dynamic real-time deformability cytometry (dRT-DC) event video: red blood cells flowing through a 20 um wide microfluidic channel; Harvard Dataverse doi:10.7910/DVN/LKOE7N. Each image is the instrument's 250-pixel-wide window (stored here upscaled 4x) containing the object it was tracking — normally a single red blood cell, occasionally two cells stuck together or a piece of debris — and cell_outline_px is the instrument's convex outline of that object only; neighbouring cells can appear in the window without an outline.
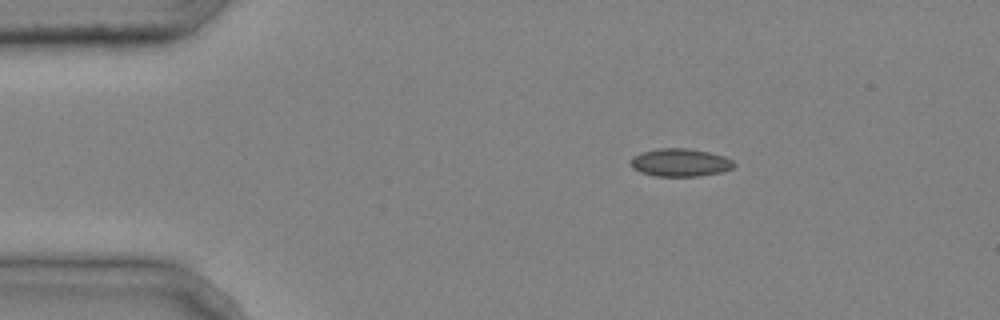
{"species": "common noctule bat (a hibernating species)", "species_latin": "Nyctalus noctula", "temperature_condition": "cold", "stored_images_in_passage": 3, "camera_frame_rate_fps": 3000, "um_per_image_px": 0.085, "animal": {"sex": "male", "body_mass_g": 20.4}, "frame": {"image": 1, "passage_image": 1, "time_ms": 0.0, "image_size_px": [1000, 320], "cell_outline_px": [[736, 164], [732, 168], [724, 172], [700, 176], [656, 176], [640, 172], [632, 168], [628, 164], [628, 160], [632, 156], [640, 152], [660, 148], [688, 148], [708, 152], [724, 156], [732, 160]], "centroid_in_image_um": [57.77, 13.82], "position_along_channel_um": 27.2, "area_um2": 17.11}}
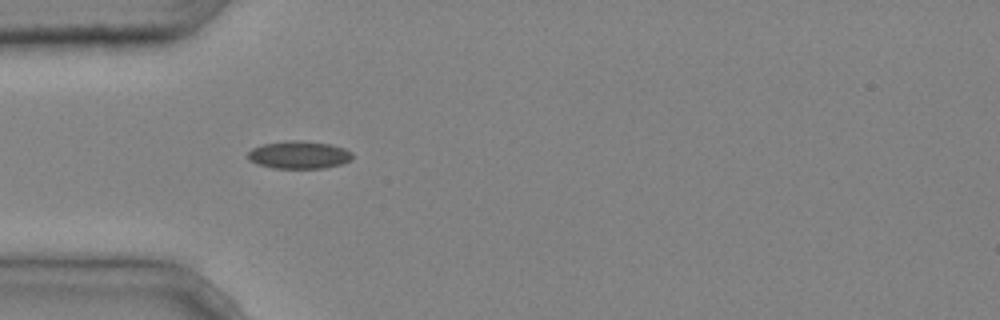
{"frame": {"image": 2, "passage_image": 2, "time_ms": 0.333, "image_size_px": [1000, 320], "cell_outline_px": [[352, 156], [348, 160], [340, 164], [324, 168], [272, 168], [256, 164], [248, 160], [248, 152], [252, 148], [264, 144], [292, 140], [300, 140], [332, 144], [344, 148], [352, 152]], "centroid_in_image_um": [25.39, 13.16], "position_along_channel_um": 59.6, "area_um2": 16.82}}